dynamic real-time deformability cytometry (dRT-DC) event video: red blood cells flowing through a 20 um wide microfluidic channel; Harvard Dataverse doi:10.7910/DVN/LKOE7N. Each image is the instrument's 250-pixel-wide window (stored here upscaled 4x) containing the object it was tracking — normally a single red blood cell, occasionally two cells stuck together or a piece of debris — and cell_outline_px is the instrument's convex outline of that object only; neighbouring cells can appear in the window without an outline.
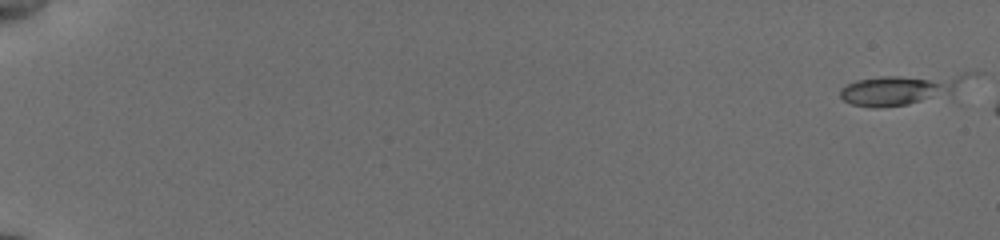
{"species": "common noctule bat (a hibernating species)", "species_latin": "Nyctalus noctula", "temperature_condition": "cold", "stored_images_in_passage": 27, "camera_frame_rate_fps": 3000, "um_per_image_px": 0.085, "animal": {"sex": "female", "body_mass_g": 19.5, "forearm_length_mm": 54.1}, "frame": {"image": 1, "passage_image": 1, "time_ms": 0.0, "image_size_px": [1000, 240], "cell_outline_px": [[980, 72], [952, 100], [876, 108], [872, 108], [852, 104], [844, 100], [840, 96], [840, 88], [856, 80], [884, 76], [964, 72]], "centroid_in_image_um": [76.99, 7.59], "position_along_channel_um": 8.0, "area_um2": 25.09}}
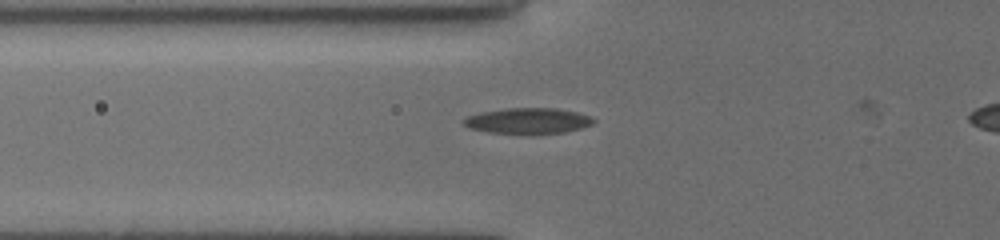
{"frame": {"image": 2, "passage_image": 22, "time_ms": 7.0, "image_size_px": [1000, 240], "cell_outline_px": [[596, 120], [592, 124], [580, 128], [564, 132], [488, 132], [468, 128], [460, 120], [468, 116], [480, 112], [508, 108], [556, 108], [576, 112], [592, 116]], "centroid_in_image_um": [44.86, 10.24], "position_along_channel_um": 80.9, "area_um2": 19.02}}
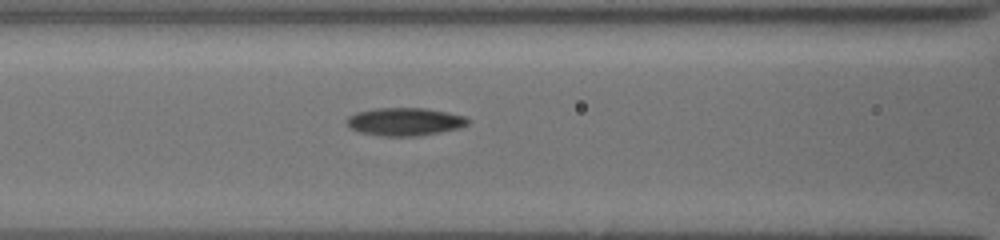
{"frame": {"image": 3, "passage_image": 26, "time_ms": 8.333, "image_size_px": [1000, 240], "cell_outline_px": [[468, 124], [460, 128], [420, 136], [380, 136], [356, 132], [348, 128], [348, 116], [356, 112], [376, 108], [424, 108], [448, 112], [464, 116], [468, 120]], "centroid_in_image_um": [34.37, 10.35], "position_along_channel_um": 132.2, "area_um2": 19.88}}